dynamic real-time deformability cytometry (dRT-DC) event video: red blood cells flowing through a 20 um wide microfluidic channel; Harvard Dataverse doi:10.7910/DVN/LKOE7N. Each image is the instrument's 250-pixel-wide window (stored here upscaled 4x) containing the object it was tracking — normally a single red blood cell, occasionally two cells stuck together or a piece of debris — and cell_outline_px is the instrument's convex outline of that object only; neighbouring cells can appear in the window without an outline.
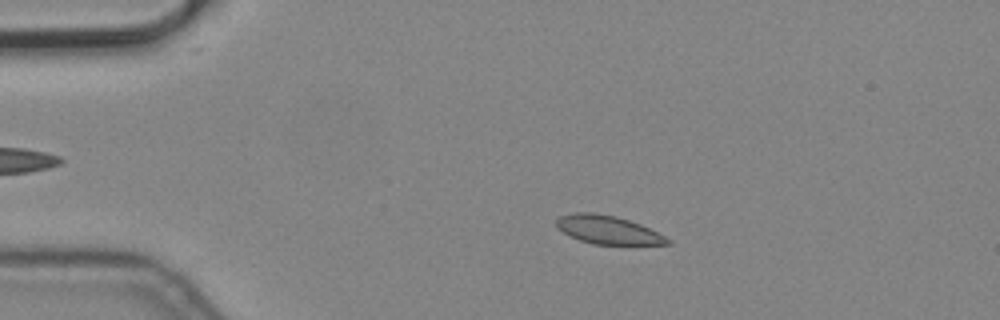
{"species": "common noctule bat (a hibernating species)", "species_latin": "Nyctalus noctula", "temperature_condition": "cold", "stored_images_in_passage": 8, "camera_frame_rate_fps": 3000, "um_per_image_px": 0.085, "animal": {"sex": "male", "body_mass_g": 19.2, "forearm_length_mm": 51.8}, "frame": {"image": 1, "passage_image": 2, "time_ms": 0.333, "image_size_px": [1000, 320], "cell_outline_px": [[672, 240], [668, 244], [592, 244], [568, 236], [556, 228], [556, 220], [560, 216], [572, 212], [592, 212], [616, 216], [640, 224]], "centroid_in_image_um": [51.6, 19.52], "position_along_channel_um": 33.4, "area_um2": 18.32}}
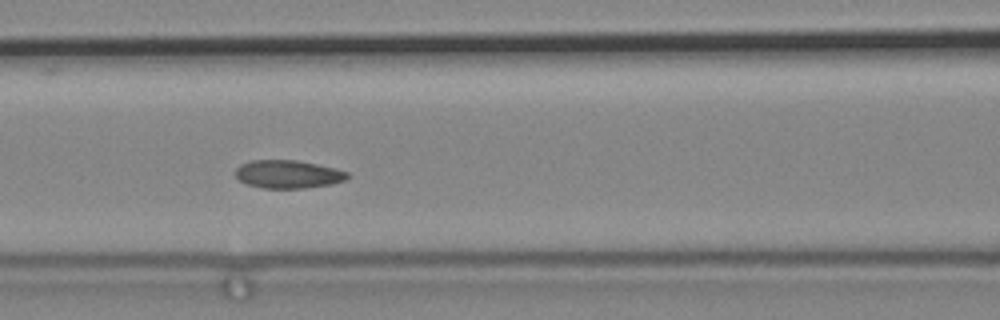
{"frame": {"image": 2, "passage_image": 5, "time_ms": 1.333, "image_size_px": [1000, 320], "cell_outline_px": [[348, 176], [344, 180], [332, 184], [304, 188], [264, 188], [248, 184], [240, 180], [236, 176], [236, 168], [240, 164], [252, 160], [296, 160], [336, 168], [348, 172]], "centroid_in_image_um": [24.48, 14.8], "position_along_channel_um": 142.1, "area_um2": 18.21}}
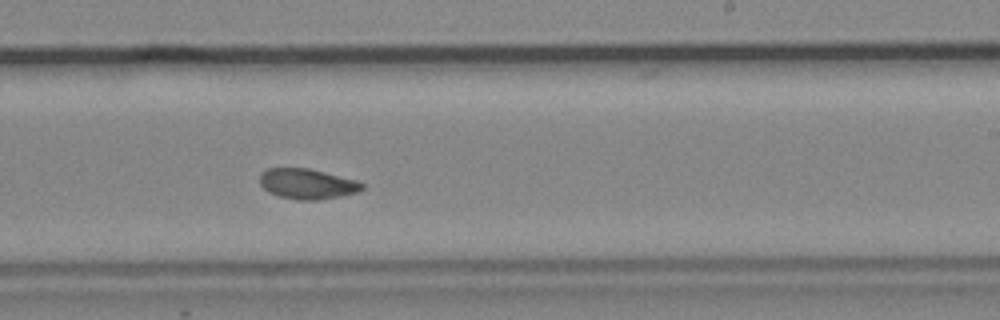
{"frame": {"image": 3, "passage_image": 8, "time_ms": 2.333, "image_size_px": [1000, 320], "cell_outline_px": [[364, 188], [356, 192], [340, 196], [320, 200], [296, 200], [280, 196], [268, 192], [260, 184], [260, 172], [268, 168], [308, 168], [356, 180], [364, 184]], "centroid_in_image_um": [26.09, 15.63], "position_along_channel_um": 262.9, "area_um2": 18.03}}